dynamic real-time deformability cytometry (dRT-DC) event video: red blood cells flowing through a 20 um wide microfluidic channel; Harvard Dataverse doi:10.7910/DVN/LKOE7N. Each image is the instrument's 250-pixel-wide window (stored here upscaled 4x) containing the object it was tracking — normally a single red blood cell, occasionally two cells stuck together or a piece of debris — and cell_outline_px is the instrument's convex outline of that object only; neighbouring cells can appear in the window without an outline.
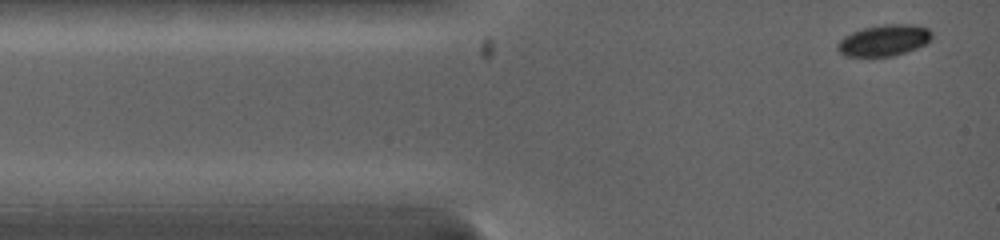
{"species": "common noctule bat (a hibernating species)", "species_latin": "Nyctalus noctula", "temperature_condition": "warm", "stored_images_in_passage": 35, "camera_frame_rate_fps": 5000, "um_per_image_px": 0.085, "animal": {"sex": "female", "body_mass_g": 19.0, "forearm_length_mm": 53.3}, "frame": {"image": 1, "passage_image": 1, "time_ms": 0.0, "image_size_px": [1000, 240], "cell_outline_px": [[932, 36], [924, 44], [916, 48], [892, 56], [848, 56], [840, 52], [836, 48], [840, 40], [844, 36], [852, 32], [864, 28], [888, 24], [904, 24], [928, 28]], "centroid_in_image_um": [75.11, 3.43], "position_along_channel_um": 9.9, "area_um2": 16.7}}
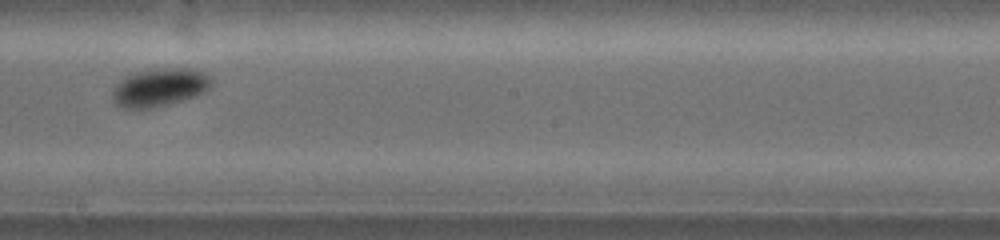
{"frame": {"image": 2, "passage_image": 20, "time_ms": 6.6, "image_size_px": [1000, 240], "cell_outline_px": [[212, 88], [196, 96], [168, 104], [148, 108], [124, 108], [116, 104], [112, 100], [112, 92], [116, 84], [124, 76], [148, 68], [192, 68], [208, 72], [212, 76]], "centroid_in_image_um": [13.61, 7.39], "position_along_channel_um": 234.6, "area_um2": 22.48}}
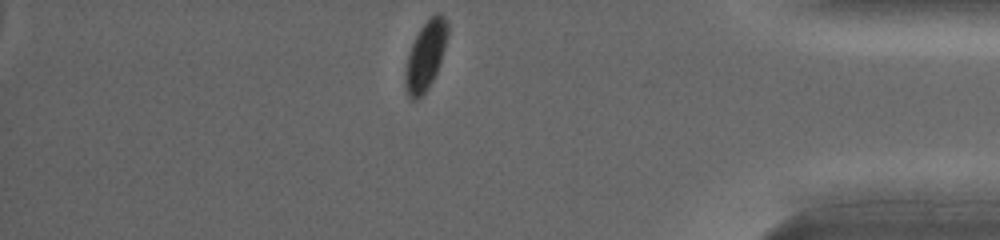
{"frame": {"image": 3, "passage_image": 35, "time_ms": 11.4, "image_size_px": [1000, 240], "cell_outline_px": [[448, 36], [436, 72], [428, 88], [416, 100], [412, 100], [408, 96], [404, 84], [404, 72], [408, 56], [412, 44], [420, 28], [436, 12], [440, 12], [444, 16], [448, 24]], "centroid_in_image_um": [36.16, 4.72], "position_along_channel_um": 399.0, "area_um2": 16.76}, "authors_computed_cell_mechanics": {"area_um2": 20.3456, "velocity_mm_per_s": 4.0937, "shape_relaxation_time_tau1_ms": 2.0582, "shape_relaxation_time_tau2_ms": null, "deformation_change_tau1": 0.142, "deformation_change_tau2": null}}